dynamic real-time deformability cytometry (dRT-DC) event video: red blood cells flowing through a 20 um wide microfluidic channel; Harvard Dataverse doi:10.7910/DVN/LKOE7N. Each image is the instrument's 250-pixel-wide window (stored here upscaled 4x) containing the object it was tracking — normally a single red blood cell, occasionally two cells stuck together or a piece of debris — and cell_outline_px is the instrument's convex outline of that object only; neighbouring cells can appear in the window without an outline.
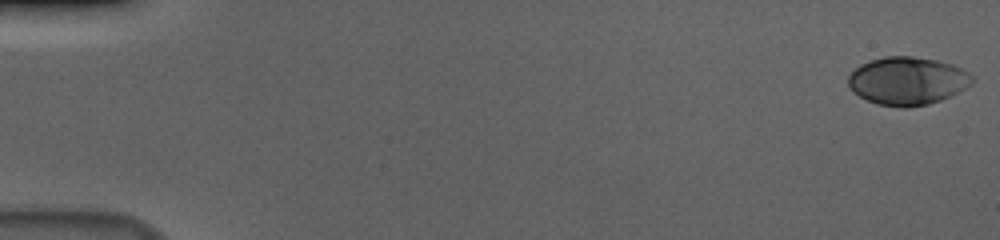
{"species": "human", "species_latin": "Homo sapiens", "temperature_condition": "cold", "stored_images_in_passage": 57, "camera_frame_rate_fps": 3000, "um_per_image_px": 0.085, "donor": {"sex": "male"}, "frame": {"image": 1, "passage_image": 1, "time_ms": 0.0, "image_size_px": [1000, 240], "cell_outline_px": [[972, 84], [940, 100], [928, 104], [908, 108], [904, 108], [876, 104], [860, 96], [848, 84], [848, 76], [860, 64], [884, 56], [912, 56], [936, 60], [952, 64], [968, 72], [972, 76]], "centroid_in_image_um": [77.12, 6.87], "position_along_channel_um": 7.9, "area_um2": 34.33}}
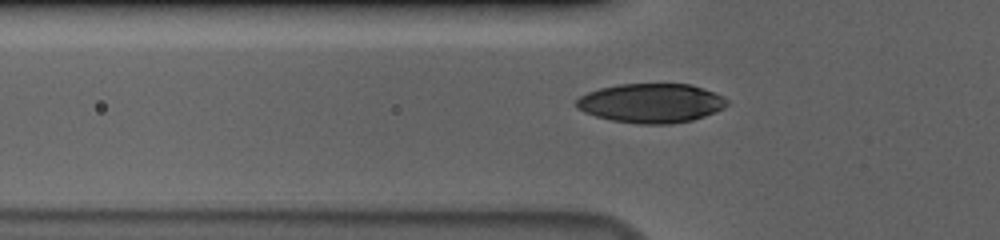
{"frame": {"image": 2, "passage_image": 20, "time_ms": 6.333, "image_size_px": [1000, 240], "cell_outline_px": [[728, 104], [724, 108], [716, 112], [692, 120], [672, 124], [636, 124], [612, 120], [596, 116], [584, 112], [576, 108], [576, 100], [580, 96], [588, 92], [600, 88], [620, 84], [692, 84], [712, 92], [728, 100]], "centroid_in_image_um": [55.34, 8.77], "position_along_channel_um": 70.5, "area_um2": 34.45}}
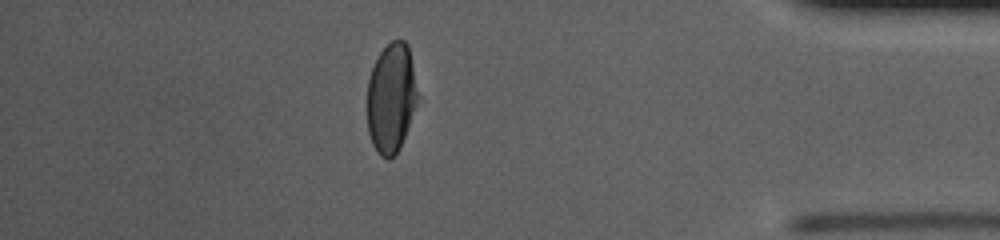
{"frame": {"image": 3, "passage_image": 50, "time_ms": 16.333, "image_size_px": [1000, 240], "cell_outline_px": [[420, 96], [400, 148], [388, 160], [380, 156], [376, 152], [372, 144], [368, 132], [368, 80], [372, 68], [380, 52], [392, 40], [404, 40], [408, 44]], "centroid_in_image_um": [33.28, 8.33], "position_along_channel_um": 401.9, "area_um2": 32.48}, "authors_computed_cell_mechanics": {"area_um2": 34.1598, "velocity_mm_per_s": 3.6634, "shape_relaxation_time_tau1_ms": 4.6111, "shape_relaxation_time_tau2_ms": null, "deformation_change_tau1": 0.178, "deformation_change_tau2": null}}